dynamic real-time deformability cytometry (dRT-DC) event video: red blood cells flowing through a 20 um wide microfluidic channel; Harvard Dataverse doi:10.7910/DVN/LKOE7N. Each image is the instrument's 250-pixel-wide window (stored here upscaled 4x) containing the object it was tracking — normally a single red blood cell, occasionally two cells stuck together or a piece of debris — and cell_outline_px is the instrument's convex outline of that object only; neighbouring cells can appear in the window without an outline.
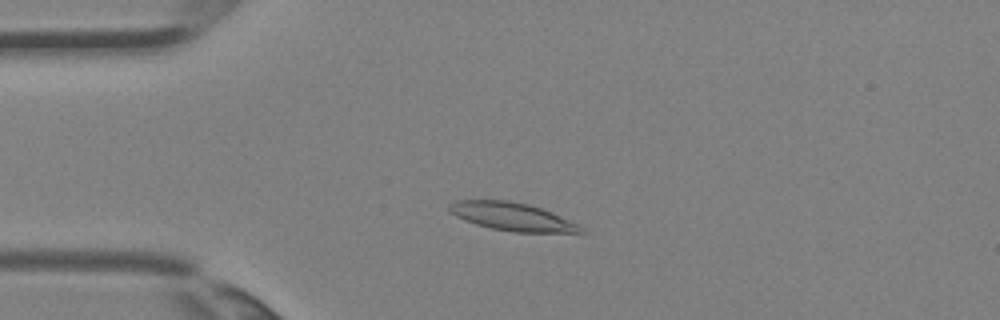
{"species": "Egyptian fruit bat (a non-hibernating species)", "species_latin": "Rousettus aegyptiacus", "temperature_condition": "room temperature", "stored_images_in_passage": 2, "camera_frame_rate_fps": 3000, "um_per_image_px": 0.085, "animal": {"sex": "female"}, "frame": {"image": 1, "passage_image": 2, "time_ms": 0.333, "image_size_px": [1000, 320], "cell_outline_px": [[588, 232], [512, 232], [492, 228], [476, 224], [464, 220], [448, 212], [448, 204], [456, 200], [508, 200], [528, 204], [540, 208], [580, 224]], "centroid_in_image_um": [43.51, 18.41], "position_along_channel_um": 41.5, "area_um2": 21.5}}